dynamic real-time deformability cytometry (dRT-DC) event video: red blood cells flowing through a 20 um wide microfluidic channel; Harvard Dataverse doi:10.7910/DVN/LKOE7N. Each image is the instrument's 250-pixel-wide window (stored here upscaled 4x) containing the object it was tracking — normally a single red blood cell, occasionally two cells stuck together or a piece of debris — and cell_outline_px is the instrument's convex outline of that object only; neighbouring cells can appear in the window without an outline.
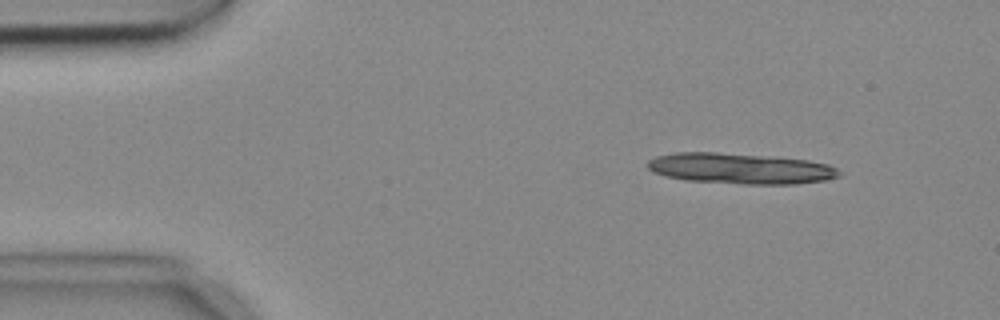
{"species": "common noctule bat (a hibernating species)", "species_latin": "Nyctalus noctula", "temperature_condition": "cold", "stored_images_in_passage": 5, "camera_frame_rate_fps": 3000, "um_per_image_px": 0.085, "animal": {"sex": "female", "body_mass_g": 18.4}, "frame": {"image": 1, "passage_image": 1, "time_ms": 0.0, "image_size_px": [1000, 320], "cell_outline_px": [[840, 176], [824, 180], [796, 184], [744, 184], [688, 180], [668, 176], [652, 172], [648, 168], [648, 160], [656, 156], [676, 152], [716, 152], [772, 156], [808, 160], [828, 164], [836, 168], [840, 172]], "centroid_in_image_um": [62.94, 14.31], "position_along_channel_um": 22.1, "area_um2": 34.28}}
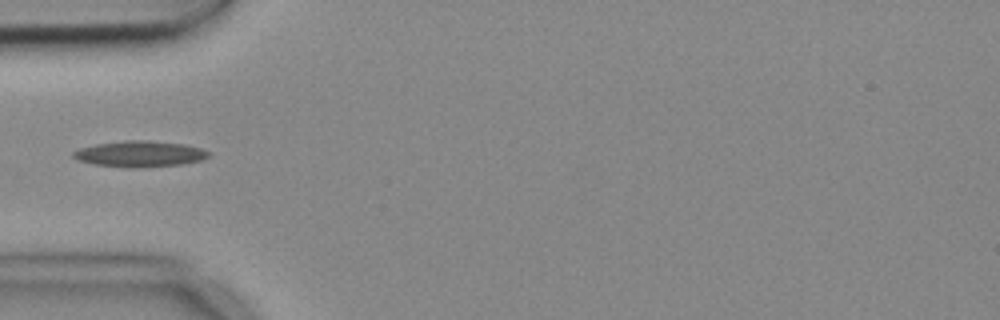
{"frame": {"image": 2, "passage_image": 4, "time_ms": 1.0, "image_size_px": [1000, 320], "cell_outline_px": [[212, 156], [200, 160], [184, 164], [132, 168], [96, 164], [76, 160], [72, 156], [72, 152], [80, 148], [96, 144], [124, 140], [148, 140], [184, 144], [200, 148], [212, 152]], "centroid_in_image_um": [11.91, 13.07], "position_along_channel_um": 73.1, "area_um2": 20.58}}